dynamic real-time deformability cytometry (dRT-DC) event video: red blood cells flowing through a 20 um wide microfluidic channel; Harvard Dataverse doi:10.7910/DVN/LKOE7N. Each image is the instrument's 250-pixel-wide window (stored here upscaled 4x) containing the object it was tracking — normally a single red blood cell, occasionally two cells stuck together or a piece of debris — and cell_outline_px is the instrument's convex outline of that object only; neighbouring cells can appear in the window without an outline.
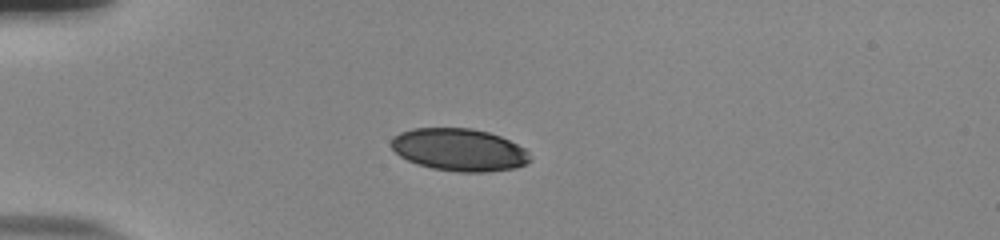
{"species": "human", "species_latin": "Homo sapiens", "temperature_condition": "room temperature", "stored_images_in_passage": 40, "camera_frame_rate_fps": 3000, "um_per_image_px": 0.085, "donor": {"sex": "male"}, "frame": {"image": 1, "passage_image": 1, "time_ms": 0.0, "image_size_px": [1000, 240], "cell_outline_px": [[532, 160], [516, 168], [484, 172], [460, 172], [432, 168], [408, 160], [400, 156], [388, 144], [392, 136], [400, 132], [412, 128], [472, 128], [488, 132], [500, 136], [524, 148], [528, 152]], "centroid_in_image_um": [39.0, 12.72], "position_along_channel_um": 46.0, "area_um2": 34.39}}
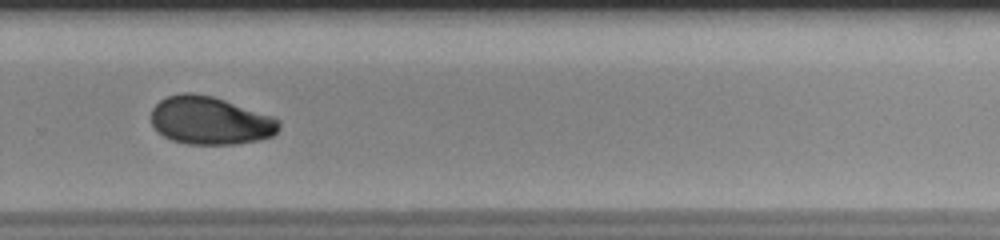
{"frame": {"image": 2, "passage_image": 24, "time_ms": 7.667, "image_size_px": [1000, 240], "cell_outline_px": [[280, 128], [272, 136], [260, 140], [236, 144], [188, 144], [172, 140], [156, 132], [152, 124], [152, 108], [160, 100], [168, 96], [180, 92], [192, 92], [212, 96], [276, 116], [280, 120]], "centroid_in_image_um": [17.89, 10.24], "position_along_channel_um": 311.9, "area_um2": 36.18}}
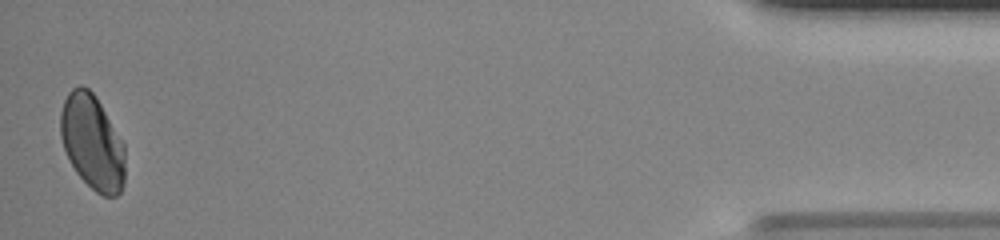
{"frame": {"image": 3, "passage_image": 39, "time_ms": 12.667, "image_size_px": [1000, 240], "cell_outline_px": [[124, 184], [120, 192], [116, 196], [104, 196], [96, 192], [76, 172], [64, 148], [60, 136], [60, 112], [64, 100], [68, 92], [72, 88], [80, 84], [88, 88], [96, 96], [124, 144]], "centroid_in_image_um": [7.83, 12.06], "position_along_channel_um": 427.4, "area_um2": 35.55}, "authors_computed_cell_mechanics": {"area_um2": 36.5296, "velocity_mm_per_s": 3.8715, "shape_relaxation_time_tau1_ms": 4.8606, "shape_relaxation_time_tau2_ms": 2.8609, "deformation_change_tau1": 0.1262, "deformation_change_tau2": 0.045}}